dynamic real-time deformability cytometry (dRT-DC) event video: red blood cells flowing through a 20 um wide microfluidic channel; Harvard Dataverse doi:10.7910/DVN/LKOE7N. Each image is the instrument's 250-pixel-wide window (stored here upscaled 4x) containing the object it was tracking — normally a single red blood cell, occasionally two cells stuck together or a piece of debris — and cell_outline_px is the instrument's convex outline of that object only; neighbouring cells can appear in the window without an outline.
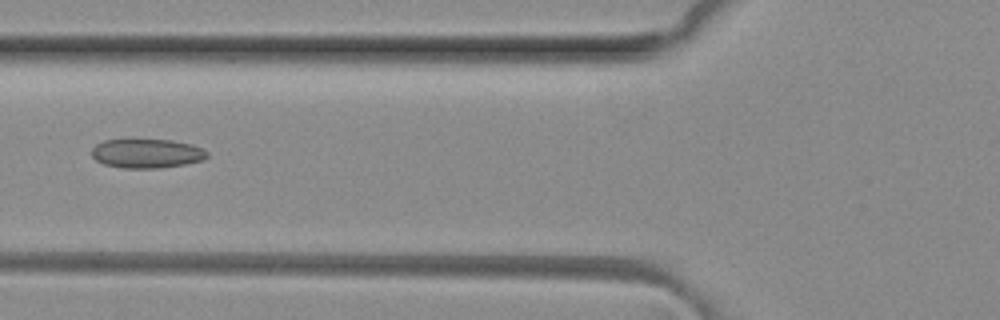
{"species": "common noctule bat (a hibernating species)", "species_latin": "Nyctalus noctula", "temperature_condition": "room temperature", "stored_images_in_passage": 3, "camera_frame_rate_fps": 3000, "um_per_image_px": 0.085, "animal": {"sex": "female", "body_mass_g": 29.2, "forearm_length_mm": 56.3}, "frame": {"image": 1, "passage_image": 2, "time_ms": 0.333, "image_size_px": [1000, 320], "cell_outline_px": [[208, 156], [204, 160], [184, 164], [160, 168], [124, 168], [104, 164], [96, 160], [92, 156], [92, 148], [96, 144], [104, 140], [128, 136], [132, 136], [172, 140], [192, 144], [208, 152]], "centroid_in_image_um": [12.43, 12.98], "position_along_channel_um": 113.4, "area_um2": 20.58}}
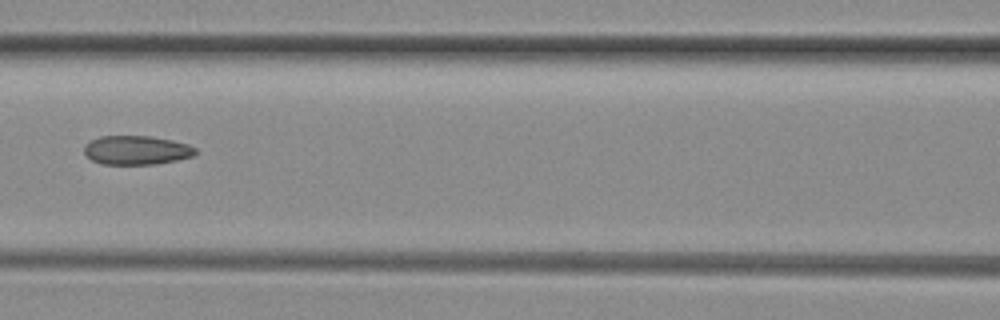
{"frame": {"image": 2, "passage_image": 3, "time_ms": 0.667, "image_size_px": [1000, 320], "cell_outline_px": [[196, 152], [192, 156], [176, 160], [156, 164], [100, 164], [92, 160], [84, 152], [84, 144], [100, 136], [152, 136], [172, 140], [188, 144], [196, 148]], "centroid_in_image_um": [11.59, 12.76], "position_along_channel_um": 155.0, "area_um2": 18.79}}